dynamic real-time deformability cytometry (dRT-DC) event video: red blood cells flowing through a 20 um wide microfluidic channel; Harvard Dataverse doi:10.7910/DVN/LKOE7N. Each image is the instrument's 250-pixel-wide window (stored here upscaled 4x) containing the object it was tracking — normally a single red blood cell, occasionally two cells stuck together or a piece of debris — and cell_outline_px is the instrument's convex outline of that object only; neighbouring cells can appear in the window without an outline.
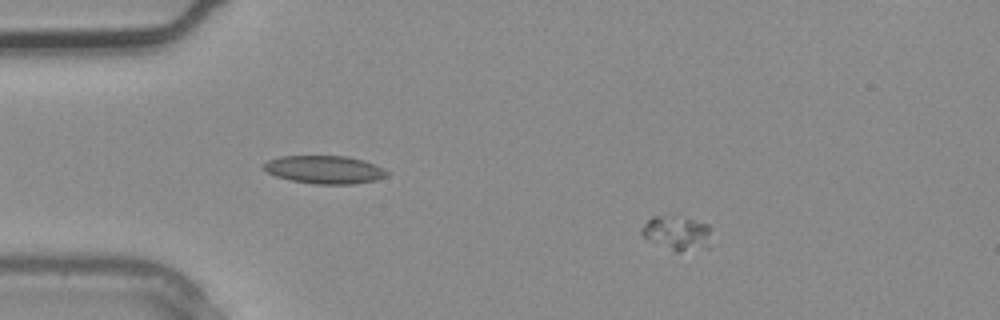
{"species": "common noctule bat (a hibernating species)", "species_latin": "Nyctalus noctula", "temperature_condition": "warm", "stored_images_in_passage": 3, "camera_frame_rate_fps": 3000, "um_per_image_px": 0.085, "animal": {"sex": "male", "body_mass_g": 20.4}, "frame": {"image": 1, "passage_image": 1, "time_ms": 0.0, "image_size_px": [1000, 320], "cell_outline_px": [[708, 248], [680, 252], [676, 252], [648, 240], [640, 232], [640, 228], [652, 216], [672, 216], [692, 220], [708, 224]], "centroid_in_image_um": [57.49, 19.83], "position_along_channel_um": 27.5, "area_um2": 13.64}}